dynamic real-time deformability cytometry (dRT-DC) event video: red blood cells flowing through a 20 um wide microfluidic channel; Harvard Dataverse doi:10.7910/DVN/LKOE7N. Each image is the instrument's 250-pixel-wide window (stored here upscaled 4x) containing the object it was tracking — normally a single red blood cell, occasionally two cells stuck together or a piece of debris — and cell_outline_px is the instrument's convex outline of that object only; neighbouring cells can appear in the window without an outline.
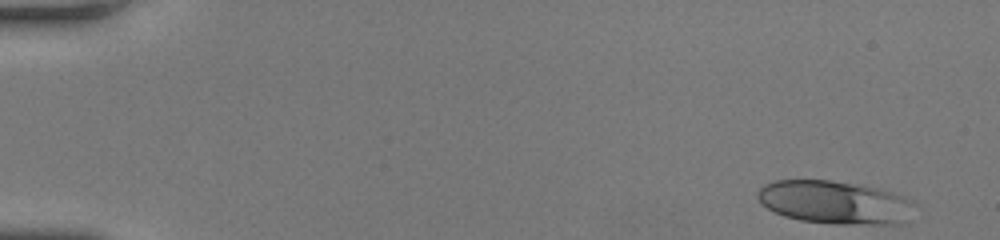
{"species": "human", "species_latin": "Homo sapiens", "temperature_condition": "room temperature", "stored_images_in_passage": 12, "camera_frame_rate_fps": 3000, "um_per_image_px": 0.085, "donor": {"sex": "female"}, "frame": {"image": 1, "passage_image": 1, "time_ms": 0.0, "image_size_px": [1000, 240], "cell_outline_px": [[916, 204], [900, 224], [836, 224], [800, 220], [784, 216], [760, 204], [756, 196], [756, 192], [764, 184], [776, 180], [832, 180], [880, 188], [916, 200]], "centroid_in_image_um": [70.94, 17.19], "position_along_channel_um": 14.1, "area_um2": 39.71}}
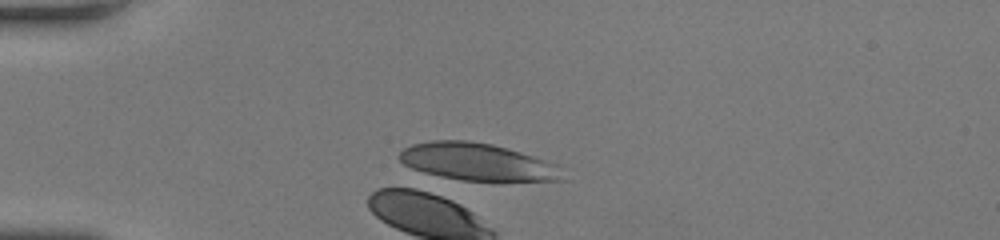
{"frame": {"image": 2, "passage_image": 12, "time_ms": 3.667, "image_size_px": [1000, 240], "cell_outline_px": [[568, 180], [460, 180], [440, 176], [424, 172], [412, 168], [404, 164], [396, 156], [404, 148], [412, 144], [432, 140], [468, 140], [492, 144], [508, 148], [560, 164]], "centroid_in_image_um": [40.62, 13.75], "position_along_channel_um": 44.4, "area_um2": 35.66}}